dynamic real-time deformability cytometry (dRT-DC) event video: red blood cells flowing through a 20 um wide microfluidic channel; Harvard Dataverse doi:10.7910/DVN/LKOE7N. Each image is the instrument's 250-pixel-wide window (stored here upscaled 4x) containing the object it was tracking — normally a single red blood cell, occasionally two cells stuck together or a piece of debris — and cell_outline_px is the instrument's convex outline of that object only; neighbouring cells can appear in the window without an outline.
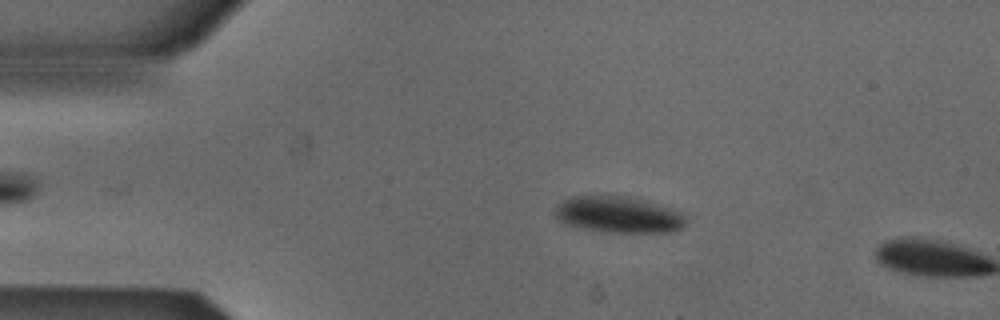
{"species": "Egyptian fruit bat (a non-hibernating species)", "species_latin": "Rousettus aegyptiacus", "temperature_condition": "cold", "stored_images_in_passage": 5, "camera_frame_rate_fps": 3000, "um_per_image_px": 0.085, "animal": {"sex": "male"}, "frame": {"image": 1, "passage_image": 4, "time_ms": 1.0, "image_size_px": [1000, 320], "cell_outline_px": [[684, 224], [680, 228], [672, 232], [604, 232], [576, 228], [564, 224], [556, 220], [556, 208], [564, 200], [572, 196], [628, 196], [672, 208], [680, 212], [684, 216]], "centroid_in_image_um": [52.53, 18.26], "position_along_channel_um": 32.5, "area_um2": 27.69}}